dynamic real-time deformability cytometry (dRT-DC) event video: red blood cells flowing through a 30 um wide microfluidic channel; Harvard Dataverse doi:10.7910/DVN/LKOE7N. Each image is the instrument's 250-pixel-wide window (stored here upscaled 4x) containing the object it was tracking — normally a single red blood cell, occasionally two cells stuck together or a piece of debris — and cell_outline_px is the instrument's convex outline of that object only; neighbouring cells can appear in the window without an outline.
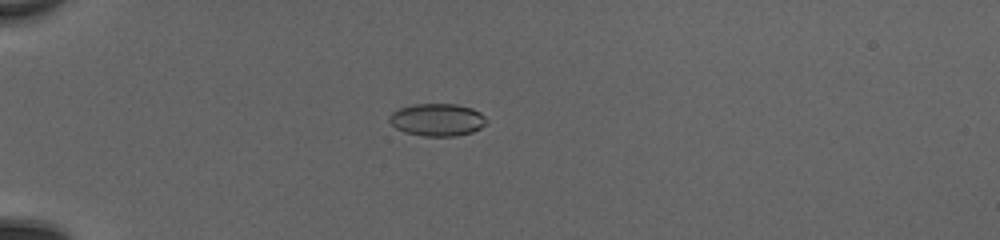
{"species": "common noctule bat (a hibernating species)", "species_latin": "Nyctalus noctula", "temperature_condition": "cold", "stored_images_in_passage": 50, "camera_frame_rate_fps": 3000, "um_per_image_px": 0.085, "animal": {"sex": "female", "body_mass_g": 20.0, "forearm_length_mm": 54.0}, "frame": {"image": 1, "passage_image": 15, "time_ms": 4.667, "image_size_px": [1000, 240], "cell_outline_px": [[488, 120], [480, 128], [472, 132], [456, 136], [424, 136], [404, 132], [396, 128], [388, 120], [388, 116], [392, 112], [400, 108], [412, 104], [456, 104], [472, 108], [480, 112]], "centroid_in_image_um": [37.15, 10.18], "position_along_channel_um": 47.8, "area_um2": 18.44}}
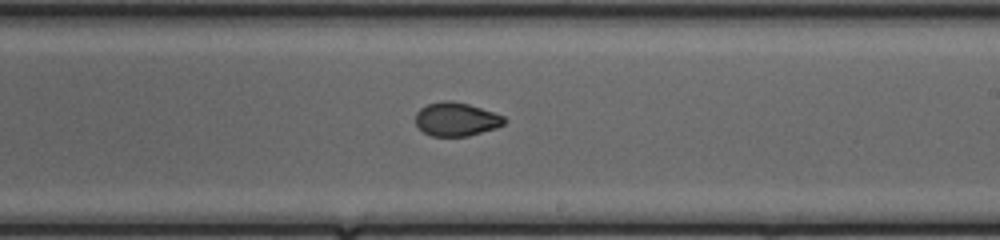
{"frame": {"image": 2, "passage_image": 32, "time_ms": 10.333, "image_size_px": [1000, 240], "cell_outline_px": [[508, 120], [504, 124], [496, 128], [468, 136], [432, 136], [424, 132], [416, 124], [416, 112], [420, 108], [428, 104], [444, 100], [452, 100], [468, 104], [504, 116]], "centroid_in_image_um": [38.79, 10.13], "position_along_channel_um": 250.2, "area_um2": 17.34}}
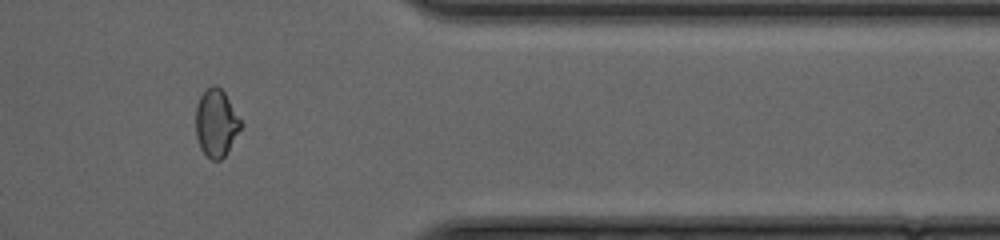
{"frame": {"image": 3, "passage_image": 43, "time_ms": 14.0, "image_size_px": [1000, 240], "cell_outline_px": [[244, 124], [224, 156], [220, 160], [212, 160], [200, 148], [196, 136], [196, 104], [200, 96], [212, 84], [216, 84], [224, 92]], "centroid_in_image_um": [18.38, 10.44], "position_along_channel_um": 393.0, "area_um2": 17.69}, "authors_computed_cell_mechanics": {"area_um2": 18.2359, "velocity_mm_per_s": 4.1914, "shape_relaxation_time_tau1_ms": null, "shape_relaxation_time_tau2_ms": 1.6406, "deformation_change_tau1": null, "deformation_change_tau2": 0.0544}}